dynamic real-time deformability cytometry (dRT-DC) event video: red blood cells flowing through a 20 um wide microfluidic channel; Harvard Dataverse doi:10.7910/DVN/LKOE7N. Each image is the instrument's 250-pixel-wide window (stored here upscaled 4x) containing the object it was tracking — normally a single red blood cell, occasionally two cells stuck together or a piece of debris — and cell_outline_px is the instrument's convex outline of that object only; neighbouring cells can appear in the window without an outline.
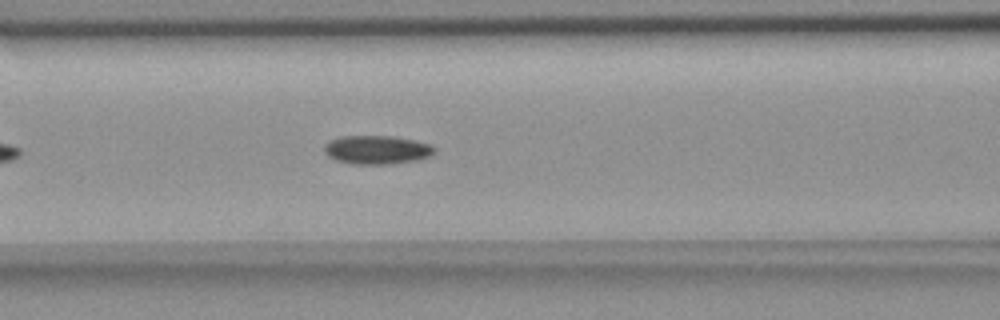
{"species": "common noctule bat (a hibernating species)", "species_latin": "Nyctalus noctula", "temperature_condition": "room temperature", "stored_images_in_passage": 37, "camera_frame_rate_fps": 3000, "um_per_image_px": 0.085, "animal": {"sex": "female", "body_mass_g": 18.4}, "frame": {"image": 1, "passage_image": 11, "time_ms": 3.333, "image_size_px": [1000, 320], "cell_outline_px": [[436, 152], [432, 156], [416, 160], [388, 164], [352, 164], [336, 160], [328, 156], [324, 152], [324, 148], [332, 140], [340, 136], [392, 136], [432, 144], [436, 148]], "centroid_in_image_um": [32.08, 12.74], "position_along_channel_um": 134.5, "area_um2": 18.38}}
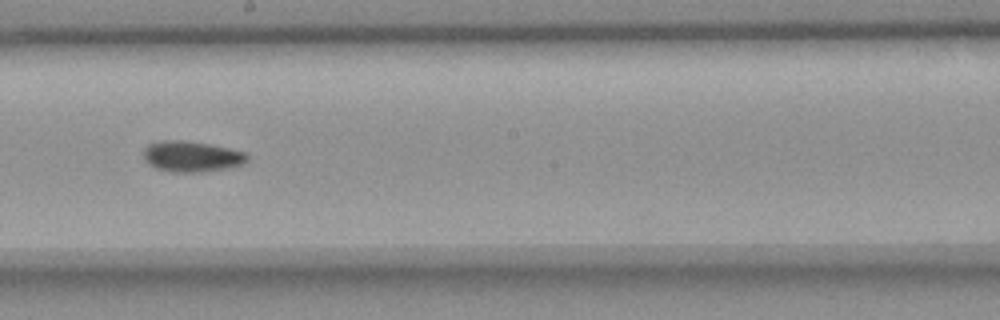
{"frame": {"image": 2, "passage_image": 19, "time_ms": 6.0, "image_size_px": [1000, 320], "cell_outline_px": [[248, 160], [244, 164], [228, 168], [204, 172], [172, 172], [156, 168], [148, 164], [144, 160], [144, 148], [148, 144], [160, 140], [184, 140], [208, 144], [228, 148], [244, 152], [248, 156]], "centroid_in_image_um": [16.27, 13.3], "position_along_channel_um": 231.9, "area_um2": 18.73}}
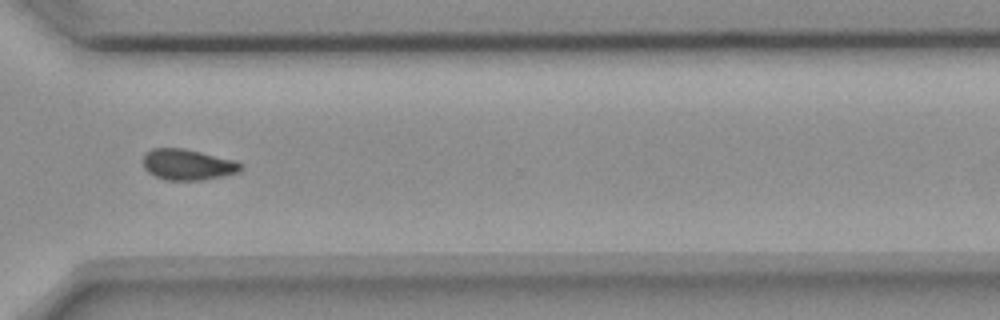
{"frame": {"image": 3, "passage_image": 29, "time_ms": 9.333, "image_size_px": [1000, 320], "cell_outline_px": [[244, 168], [240, 172], [224, 176], [200, 180], [164, 180], [148, 172], [144, 168], [144, 152], [152, 148], [184, 148], [232, 160], [240, 164]], "centroid_in_image_um": [15.93, 13.99], "position_along_channel_um": 354.7, "area_um2": 17.51}, "authors_computed_cell_mechanics": {"area_um2": 17.8024, "velocity_mm_per_s": 3.6698, "shape_relaxation_time_tau1_ms": null, "shape_relaxation_time_tau2_ms": 7.2572, "deformation_change_tau1": null, "deformation_change_tau2": 0.118}}